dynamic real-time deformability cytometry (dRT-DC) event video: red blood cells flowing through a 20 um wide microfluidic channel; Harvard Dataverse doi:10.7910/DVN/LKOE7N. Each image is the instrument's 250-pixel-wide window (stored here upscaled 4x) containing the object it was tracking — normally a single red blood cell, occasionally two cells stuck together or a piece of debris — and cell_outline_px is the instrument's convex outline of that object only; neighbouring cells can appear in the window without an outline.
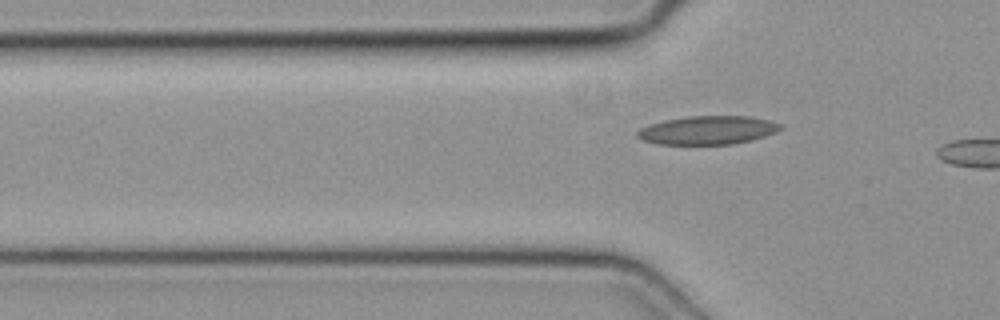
{"species": "common noctule bat (a hibernating species)", "species_latin": "Nyctalus noctula", "temperature_condition": "cold", "stored_images_in_passage": 6, "segment_of_instrument_passage": [2, 2], "camera_frame_rate_fps": 3000, "um_per_image_px": 0.085, "animal": {"sex": "female", "body_mass_g": 19.3, "forearm_length_mm": 54.1}, "frame": {"image": 1, "passage_image": 6, "time_ms": 1.667, "image_size_px": [1000, 320], "cell_outline_px": [[784, 128], [776, 132], [752, 140], [732, 144], [660, 144], [644, 140], [636, 136], [636, 132], [640, 128], [648, 124], [664, 120], [688, 116], [752, 116], [784, 124]], "centroid_in_image_um": [60.19, 11.05], "position_along_channel_um": 65.6, "area_um2": 23.93}}